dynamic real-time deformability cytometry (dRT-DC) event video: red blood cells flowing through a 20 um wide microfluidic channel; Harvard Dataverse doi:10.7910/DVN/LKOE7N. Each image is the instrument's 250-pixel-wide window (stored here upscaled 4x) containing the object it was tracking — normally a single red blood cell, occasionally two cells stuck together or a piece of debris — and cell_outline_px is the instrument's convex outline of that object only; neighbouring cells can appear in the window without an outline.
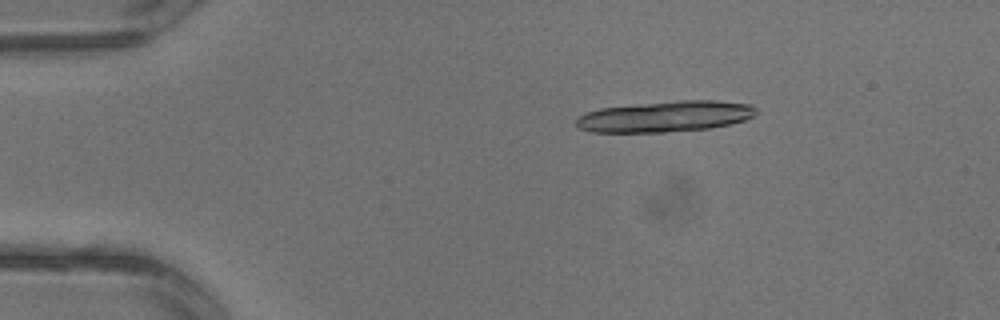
{"species": "common noctule bat (a hibernating species)", "species_latin": "Nyctalus noctula", "temperature_condition": "warm", "stored_images_in_passage": 2, "camera_frame_rate_fps": 3000, "um_per_image_px": 0.085, "animal": {"sex": "male", "body_mass_g": 13.3}, "frame": {"image": 1, "passage_image": 1, "time_ms": 0.0, "image_size_px": [1000, 320], "cell_outline_px": [[756, 112], [752, 116], [744, 120], [732, 124], [708, 128], [664, 132], [592, 132], [580, 128], [576, 124], [576, 116], [600, 108], [680, 100], [716, 100], [752, 104], [756, 108]], "centroid_in_image_um": [56.56, 9.89], "position_along_channel_um": 28.4, "area_um2": 32.31}}